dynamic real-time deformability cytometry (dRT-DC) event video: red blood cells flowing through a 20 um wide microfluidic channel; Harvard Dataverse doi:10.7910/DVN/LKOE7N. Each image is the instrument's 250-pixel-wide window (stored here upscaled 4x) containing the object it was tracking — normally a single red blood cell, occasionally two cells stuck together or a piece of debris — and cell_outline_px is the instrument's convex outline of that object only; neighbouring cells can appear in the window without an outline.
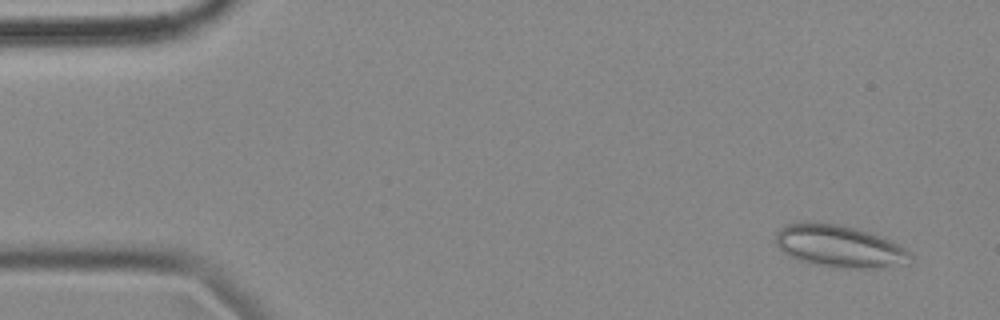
{"species": "common noctule bat (a hibernating species)", "species_latin": "Nyctalus noctula", "temperature_condition": "cold", "stored_images_in_passage": 57, "camera_frame_rate_fps": 3000, "um_per_image_px": 0.085, "animal": {"sex": "female", "body_mass_g": 18.4}, "frame": {"image": 1, "passage_image": 4, "time_ms": 1.0, "image_size_px": [1000, 320], "cell_outline_px": [[912, 260], [908, 264], [880, 268], [852, 268], [808, 264], [788, 256], [776, 244], [776, 232], [780, 228], [788, 224], [804, 220], [840, 224], [868, 232], [880, 236], [904, 248], [912, 256]], "centroid_in_image_um": [71.31, 20.92], "position_along_channel_um": 13.7, "area_um2": 33.35}}
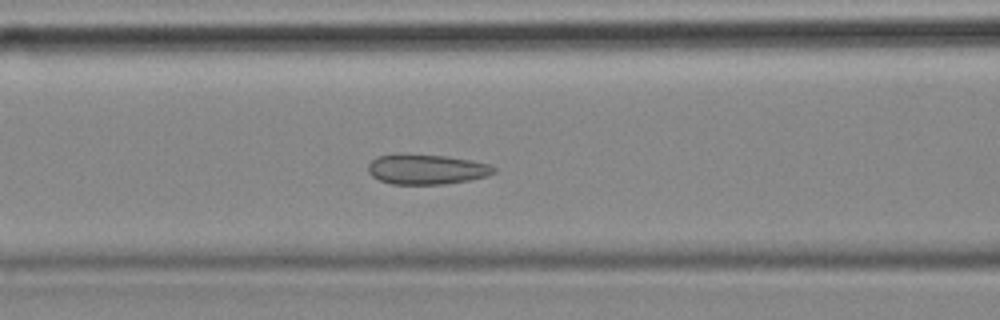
{"frame": {"image": 2, "passage_image": 23, "time_ms": 7.333, "image_size_px": [1000, 320], "cell_outline_px": [[496, 172], [488, 176], [468, 180], [444, 184], [392, 184], [380, 180], [372, 176], [368, 172], [368, 164], [376, 156], [448, 156], [472, 160], [488, 164], [496, 168]], "centroid_in_image_um": [36.3, 14.42], "position_along_channel_um": 130.3, "area_um2": 21.44}}
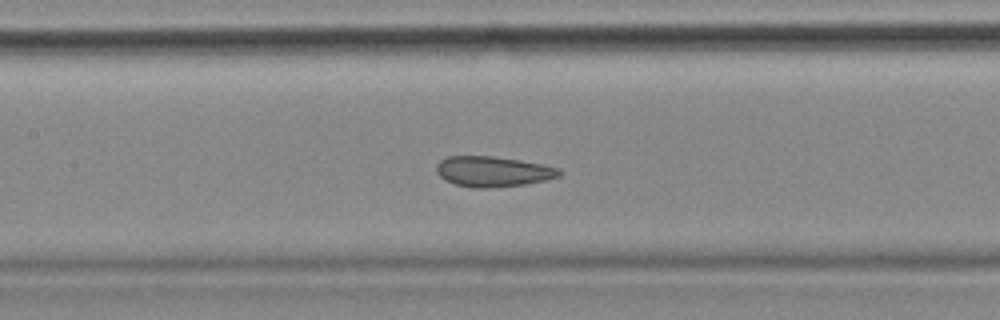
{"frame": {"image": 3, "passage_image": 26, "time_ms": 8.333, "image_size_px": [1000, 320], "cell_outline_px": [[564, 172], [560, 176], [548, 180], [524, 184], [492, 188], [476, 188], [456, 184], [444, 180], [436, 172], [436, 164], [440, 160], [448, 156], [492, 156], [520, 160], [544, 164], [560, 168]], "centroid_in_image_um": [41.94, 14.58], "position_along_channel_um": 165.5, "area_um2": 22.02}, "authors_computed_cell_mechanics": {"area_um2": 23.4668, "velocity_mm_per_s": 3.5161, "shape_relaxation_time_tau1_ms": null, "shape_relaxation_time_tau2_ms": 1.3814, "deformation_change_tau1": null, "deformation_change_tau2": 0.073}}